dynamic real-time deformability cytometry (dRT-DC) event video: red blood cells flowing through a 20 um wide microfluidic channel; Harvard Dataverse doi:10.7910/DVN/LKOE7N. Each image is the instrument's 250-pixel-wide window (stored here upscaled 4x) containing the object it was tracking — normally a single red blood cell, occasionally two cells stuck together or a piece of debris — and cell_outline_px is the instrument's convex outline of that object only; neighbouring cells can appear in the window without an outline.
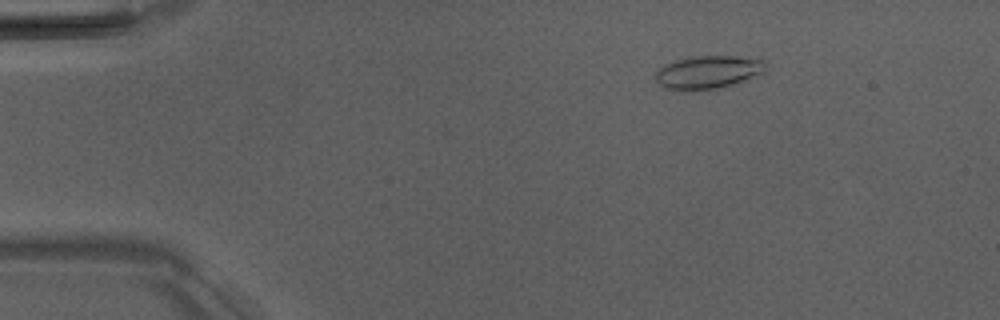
{"species": "Egyptian fruit bat (a non-hibernating species)", "species_latin": "Rousettus aegyptiacus", "temperature_condition": "room temperature", "stored_images_in_passage": 3, "camera_frame_rate_fps": 3000, "um_per_image_px": 0.085, "animal": {"sex": "male"}, "frame": {"image": 1, "passage_image": 1, "time_ms": 0.0, "image_size_px": [1000, 320], "cell_outline_px": [[768, 64], [764, 72], [744, 80], [732, 84], [716, 88], [664, 88], [656, 80], [656, 72], [664, 64], [676, 60], [692, 56], [732, 56], [768, 60]], "centroid_in_image_um": [60.24, 6.08], "position_along_channel_um": 24.8, "area_um2": 20.63}}